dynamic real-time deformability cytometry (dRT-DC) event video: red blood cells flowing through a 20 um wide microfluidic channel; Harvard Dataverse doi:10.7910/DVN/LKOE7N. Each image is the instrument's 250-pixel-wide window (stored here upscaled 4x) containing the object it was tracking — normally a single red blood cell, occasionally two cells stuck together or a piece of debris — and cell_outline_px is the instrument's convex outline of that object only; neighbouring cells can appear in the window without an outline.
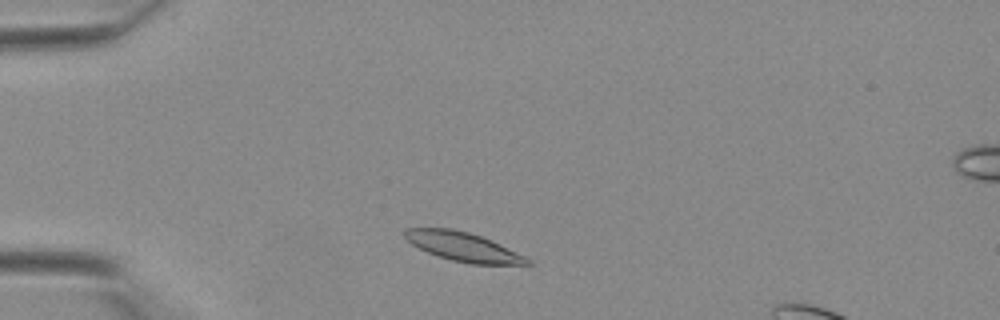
{"species": "Egyptian fruit bat (a non-hibernating species)", "species_latin": "Rousettus aegyptiacus", "temperature_condition": "warm", "stored_images_in_passage": 35, "segment_of_instrument_passage": [1, 2], "camera_frame_rate_fps": 3000, "um_per_image_px": 0.085, "animal": {"sex": "female"}, "frame": {"image": 1, "passage_image": 3, "time_ms": 0.667, "image_size_px": [1000, 320], "cell_outline_px": [[532, 264], [472, 264], [452, 260], [428, 252], [412, 244], [404, 236], [404, 232], [408, 228], [452, 228], [468, 232], [480, 236], [524, 256], [532, 260]], "centroid_in_image_um": [39.35, 20.97], "position_along_channel_um": 45.7, "area_um2": 20.11}}
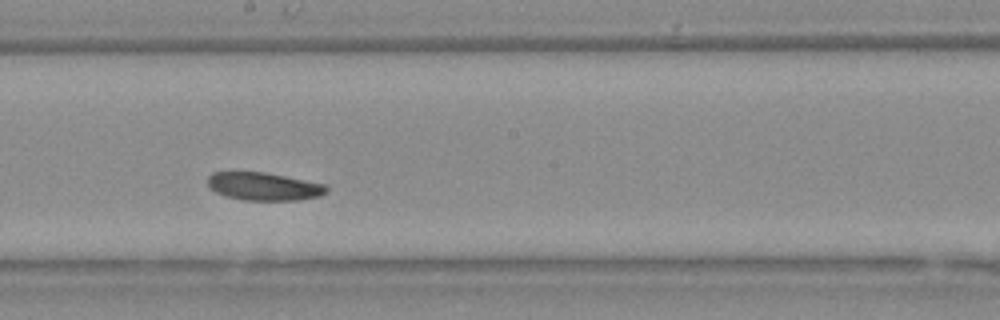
{"frame": {"image": 2, "passage_image": 16, "time_ms": 5.0, "image_size_px": [1000, 320], "cell_outline_px": [[328, 188], [320, 196], [300, 200], [240, 200], [216, 192], [208, 184], [208, 176], [212, 172], [264, 172], [328, 184]], "centroid_in_image_um": [22.46, 15.84], "position_along_channel_um": 225.7, "area_um2": 19.31}}
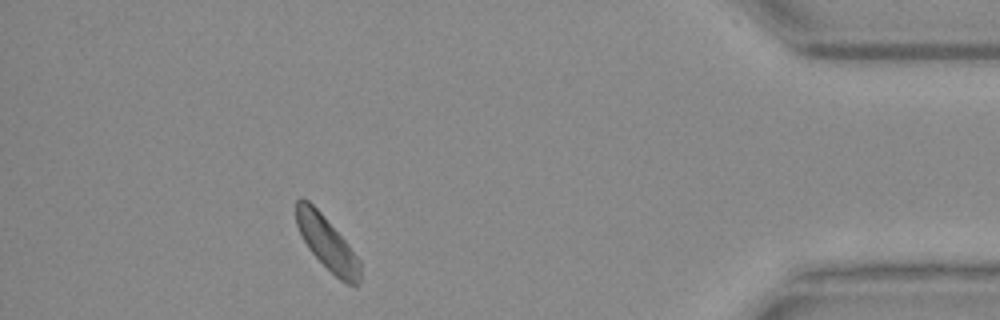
{"frame": {"image": 3, "passage_image": 30, "time_ms": 9.667, "image_size_px": [1000, 320], "cell_outline_px": [[360, 280], [356, 288], [340, 280], [308, 248], [296, 224], [296, 200], [300, 196], [308, 200], [320, 212], [348, 244], [360, 260]], "centroid_in_image_um": [27.81, 20.67], "position_along_channel_um": 407.4, "area_um2": 19.54}}